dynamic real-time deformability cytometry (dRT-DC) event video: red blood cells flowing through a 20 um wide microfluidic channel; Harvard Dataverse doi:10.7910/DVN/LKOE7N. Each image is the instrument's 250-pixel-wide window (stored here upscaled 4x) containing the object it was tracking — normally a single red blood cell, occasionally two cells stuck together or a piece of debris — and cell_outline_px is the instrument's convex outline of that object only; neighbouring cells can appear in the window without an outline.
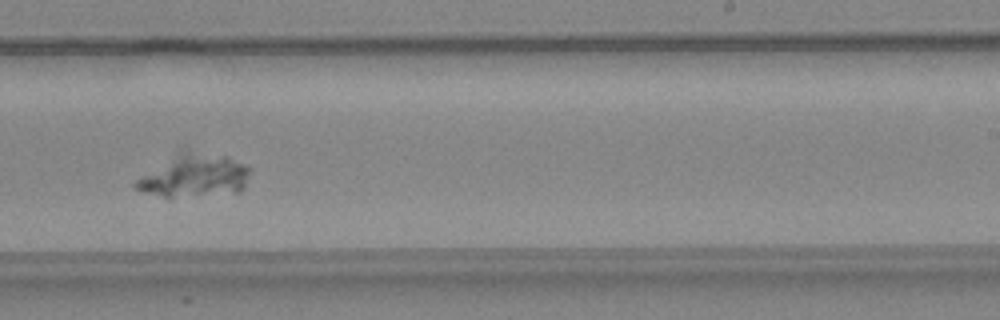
{"species": "common noctule bat (a hibernating species)", "species_latin": "Nyctalus noctula", "temperature_condition": "warm", "stored_images_in_passage": 41, "camera_frame_rate_fps": 3000, "um_per_image_px": 0.085, "animal": {"sex": "female", "body_mass_g": 24.6, "forearm_length_mm": 56.2}, "frame": {"image": 1, "passage_image": 24, "time_ms": 7.667, "image_size_px": [1000, 320], "cell_outline_px": [[252, 168], [244, 188], [240, 192], [172, 196], [164, 196], [144, 192], [132, 188], [132, 184], [136, 180], [180, 148], [228, 156]], "centroid_in_image_um": [16.52, 14.88], "position_along_channel_um": 272.5, "area_um2": 28.73}}
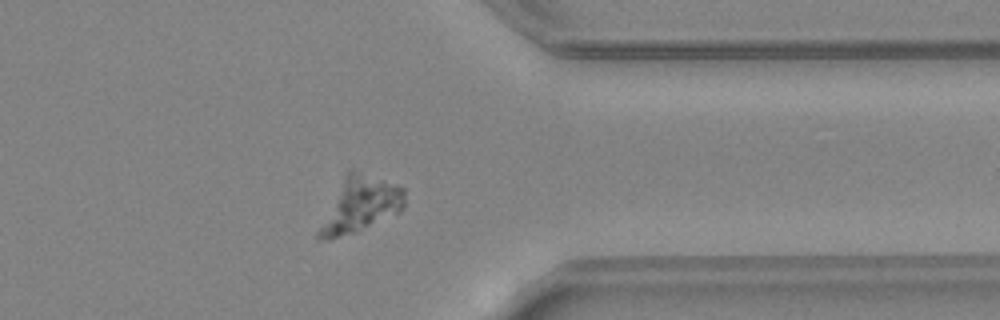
{"frame": {"image": 2, "passage_image": 32, "time_ms": 10.333, "image_size_px": [1000, 320], "cell_outline_px": [[404, 208], [400, 212], [356, 232], [328, 240], [316, 240], [316, 232], [348, 168], [404, 188]], "centroid_in_image_um": [30.58, 17.44], "position_along_channel_um": 380.8, "area_um2": 26.93}}
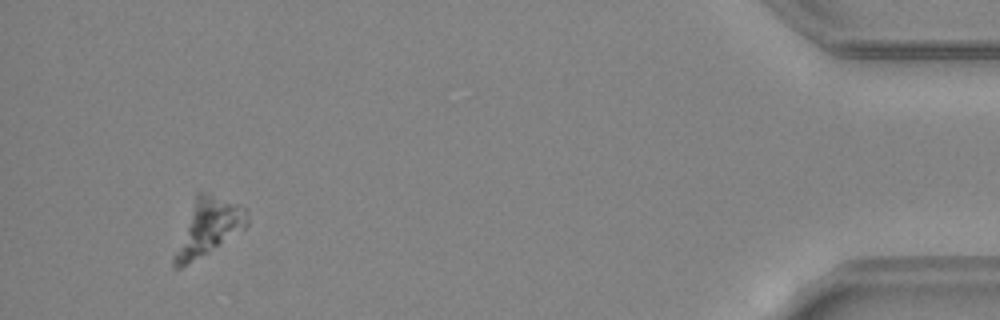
{"frame": {"image": 3, "passage_image": 39, "time_ms": 12.667, "image_size_px": [1000, 320], "cell_outline_px": [[248, 224], [244, 228], [208, 252], [180, 268], [172, 268], [172, 256], [196, 192], [208, 192], [240, 204], [248, 208]], "centroid_in_image_um": [17.68, 19.27], "position_along_channel_um": 417.5, "area_um2": 23.87}}